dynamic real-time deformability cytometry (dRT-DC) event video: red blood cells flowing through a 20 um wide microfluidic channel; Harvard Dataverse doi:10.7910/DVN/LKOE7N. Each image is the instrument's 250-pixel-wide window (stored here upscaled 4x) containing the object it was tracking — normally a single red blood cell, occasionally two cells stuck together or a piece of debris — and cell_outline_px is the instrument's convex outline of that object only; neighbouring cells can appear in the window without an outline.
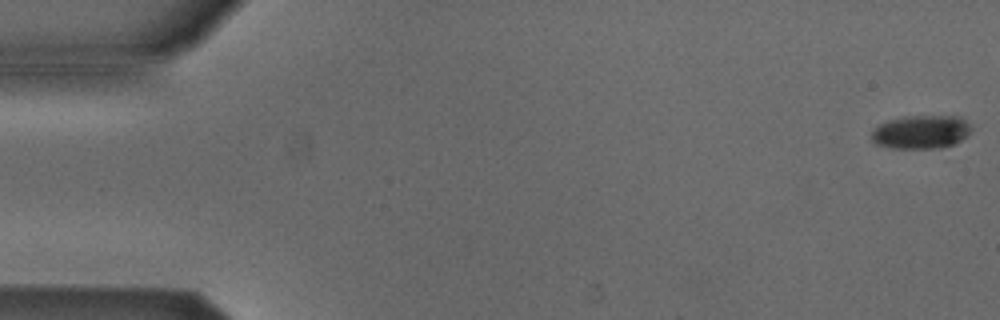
{"species": "Egyptian fruit bat (a non-hibernating species)", "species_latin": "Rousettus aegyptiacus", "temperature_condition": "cold", "stored_images_in_passage": 13, "camera_frame_rate_fps": 3000, "um_per_image_px": 0.085, "animal": {"sex": "male"}, "frame": {"image": 1, "passage_image": 1, "time_ms": 0.0, "image_size_px": [1000, 320], "cell_outline_px": [[972, 128], [956, 144], [940, 148], [892, 148], [876, 144], [872, 140], [872, 132], [880, 124], [888, 120], [904, 116], [964, 116]], "centroid_in_image_um": [78.31, 11.21], "position_along_channel_um": 6.7, "area_um2": 19.48}}